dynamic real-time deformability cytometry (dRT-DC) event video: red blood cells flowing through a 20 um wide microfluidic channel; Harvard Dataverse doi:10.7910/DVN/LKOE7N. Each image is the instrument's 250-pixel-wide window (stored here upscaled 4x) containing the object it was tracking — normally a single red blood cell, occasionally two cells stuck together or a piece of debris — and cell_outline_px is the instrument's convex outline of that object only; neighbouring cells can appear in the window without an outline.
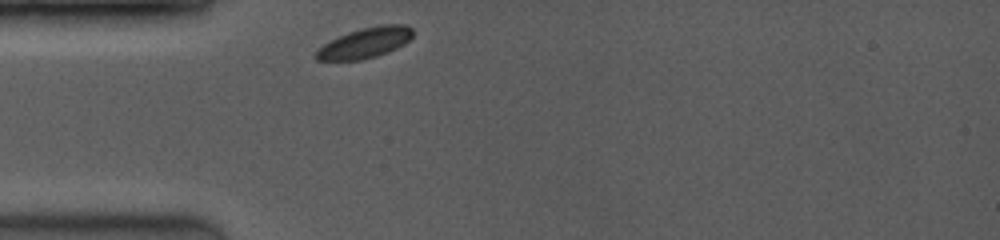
{"species": "common noctule bat (a hibernating species)", "species_latin": "Nyctalus noctula", "temperature_condition": "room temperature", "stored_images_in_passage": 29, "camera_frame_rate_fps": 3500, "um_per_image_px": 0.085, "animal": {"sex": "female", "body_mass_g": 19.0, "forearm_length_mm": 53.3}, "frame": {"image": 1, "passage_image": 1, "time_ms": 0.0, "image_size_px": [1000, 240], "cell_outline_px": [[412, 36], [404, 44], [388, 52], [376, 56], [360, 60], [316, 60], [312, 56], [316, 48], [348, 32], [380, 24], [404, 24], [412, 28]], "centroid_in_image_um": [31.0, 3.65], "position_along_channel_um": 54.0, "area_um2": 17.11}}
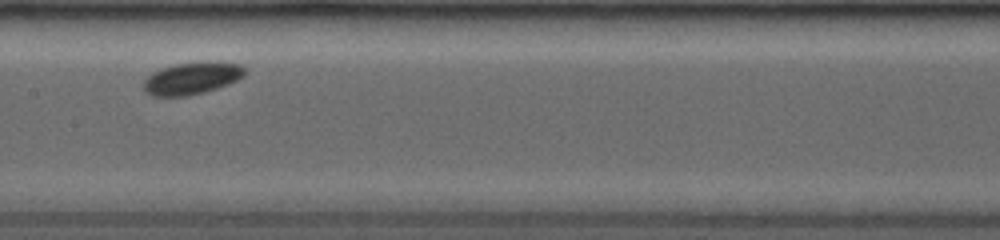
{"frame": {"image": 2, "passage_image": 12, "time_ms": 3.714, "image_size_px": [1000, 240], "cell_outline_px": [[248, 68], [244, 76], [228, 84], [204, 92], [188, 96], [152, 96], [144, 92], [144, 80], [152, 72], [160, 68], [176, 64], [204, 60], [216, 60], [240, 64]], "centroid_in_image_um": [16.34, 6.62], "position_along_channel_um": 191.1, "area_um2": 19.48}}
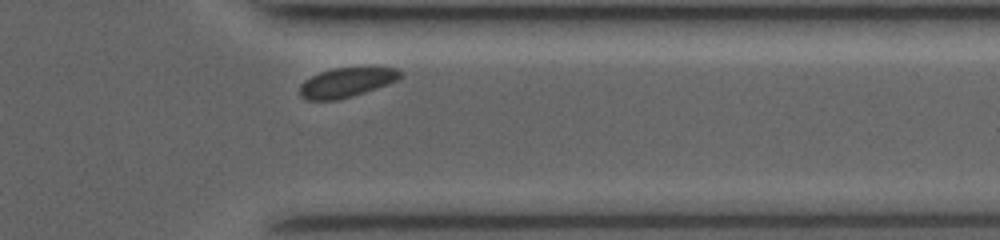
{"frame": {"image": 3, "passage_image": 26, "time_ms": 8.571, "image_size_px": [1000, 240], "cell_outline_px": [[404, 72], [400, 80], [352, 96], [336, 100], [304, 100], [300, 96], [300, 84], [304, 80], [320, 72], [332, 68], [396, 68]], "centroid_in_image_um": [29.45, 7.01], "position_along_channel_um": 381.9, "area_um2": 17.28}}